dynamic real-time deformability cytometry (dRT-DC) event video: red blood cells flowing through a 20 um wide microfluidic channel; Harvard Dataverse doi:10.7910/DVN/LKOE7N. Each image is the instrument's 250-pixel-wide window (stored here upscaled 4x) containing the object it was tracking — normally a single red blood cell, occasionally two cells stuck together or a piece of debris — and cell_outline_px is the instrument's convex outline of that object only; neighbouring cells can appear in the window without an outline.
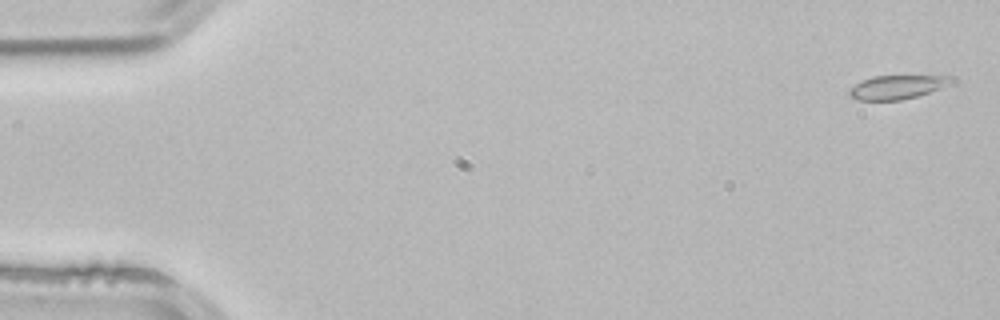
{"species": "common noctule bat (a hibernating species)", "species_latin": "Nyctalus noctula", "temperature_condition": "room temperature", "stored_images_in_passage": 3, "camera_frame_rate_fps": 3000, "um_per_image_px": 0.085, "animal": {"sex": "male", "body_mass_g": 21.5, "forearm_length_mm": 52.0}, "frame": {"image": 1, "passage_image": 1, "time_ms": 0.0, "image_size_px": [1000, 320], "cell_outline_px": [[956, 80], [940, 88], [916, 96], [900, 100], [856, 100], [848, 96], [848, 88], [872, 76], [952, 76]], "centroid_in_image_um": [76.21, 7.4], "position_along_channel_um": 8.8, "area_um2": 14.05}}
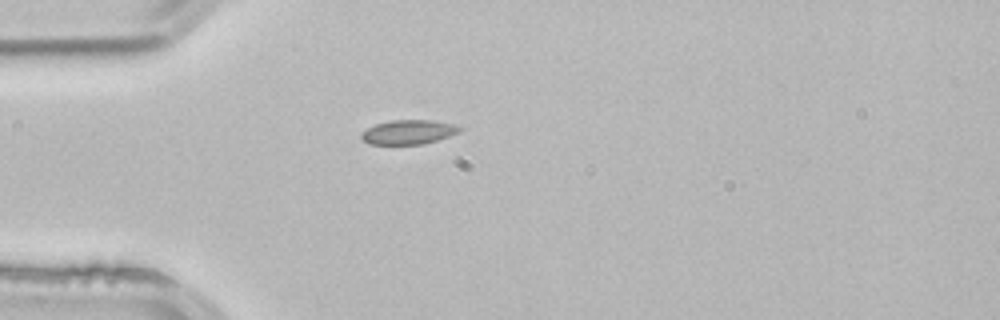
{"frame": {"image": 2, "passage_image": 3, "time_ms": 0.667, "image_size_px": [1000, 320], "cell_outline_px": [[464, 128], [448, 136], [424, 144], [368, 144], [360, 136], [360, 132], [376, 124], [392, 120], [432, 120], [452, 124]], "centroid_in_image_um": [34.68, 11.22], "position_along_channel_um": 50.3, "area_um2": 13.76}}